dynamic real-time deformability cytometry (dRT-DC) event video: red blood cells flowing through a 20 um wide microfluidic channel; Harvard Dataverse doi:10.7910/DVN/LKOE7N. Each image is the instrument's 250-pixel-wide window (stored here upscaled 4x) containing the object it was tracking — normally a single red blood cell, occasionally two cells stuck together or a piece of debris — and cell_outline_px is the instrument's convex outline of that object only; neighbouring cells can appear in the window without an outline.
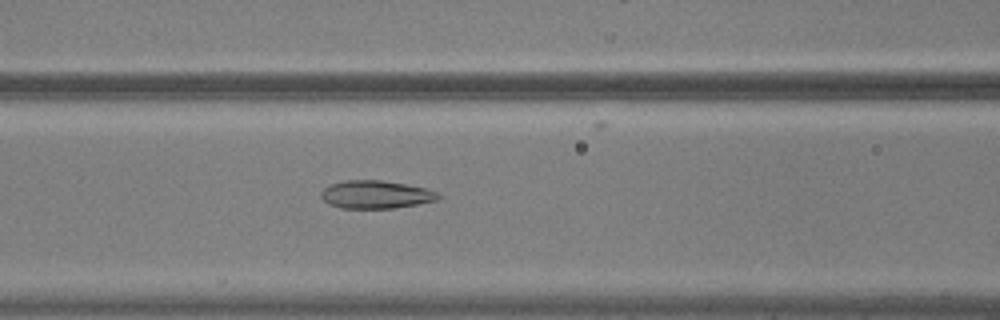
{"species": "common noctule bat (a hibernating species)", "species_latin": "Nyctalus noctula", "temperature_condition": "warm", "stored_images_in_passage": 38, "camera_frame_rate_fps": 3000, "um_per_image_px": 0.085, "animal": {"sex": "male", "body_mass_g": 20.5, "forearm_length_mm": 52.5}, "frame": {"image": 1, "passage_image": 6, "time_ms": 1.667, "image_size_px": [1000, 320], "cell_outline_px": [[440, 196], [436, 200], [396, 208], [340, 208], [328, 204], [320, 196], [320, 192], [324, 188], [332, 184], [344, 180], [380, 180], [404, 184], [424, 188], [436, 192]], "centroid_in_image_um": [31.89, 16.54], "position_along_channel_um": 134.7, "area_um2": 18.9}}
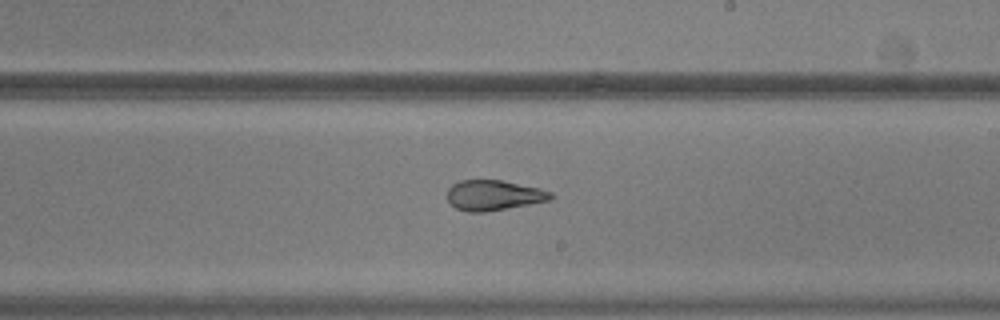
{"frame": {"image": 2, "passage_image": 15, "time_ms": 4.667, "image_size_px": [1000, 320], "cell_outline_px": [[552, 196], [548, 200], [528, 204], [484, 212], [464, 212], [456, 208], [448, 200], [448, 188], [452, 184], [460, 180], [500, 180], [540, 188], [552, 192]], "centroid_in_image_um": [41.92, 16.59], "position_along_channel_um": 247.1, "area_um2": 18.03}}
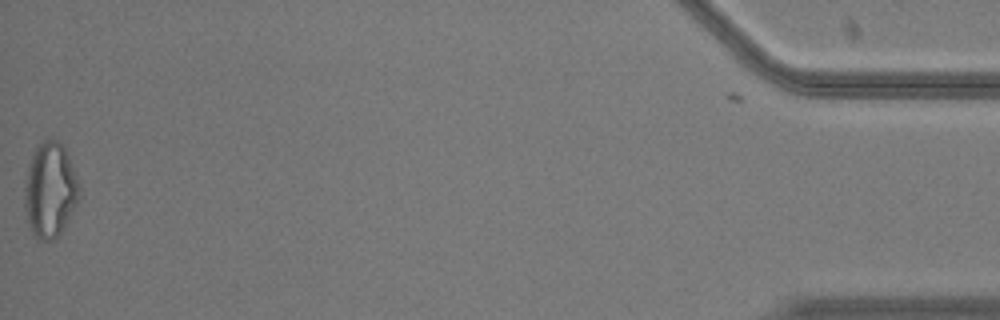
{"frame": {"image": 3, "passage_image": 37, "time_ms": 12.0, "image_size_px": [1000, 320], "cell_outline_px": [[80, 200], [64, 228], [52, 240], [40, 240], [32, 236], [28, 224], [24, 208], [24, 188], [28, 164], [36, 148], [48, 136], [52, 136], [64, 148], [68, 156], [80, 188]], "centroid_in_image_um": [4.24, 16.18], "position_along_channel_um": 431.0, "area_um2": 30.52}, "authors_computed_cell_mechanics": {"area_um2": 19.7098, "velocity_mm_per_s": 3.7455, "shape_relaxation_time_tau1_ms": null, "shape_relaxation_time_tau2_ms": 1.3803, "deformation_change_tau1": null, "deformation_change_tau2": 0.0859}}